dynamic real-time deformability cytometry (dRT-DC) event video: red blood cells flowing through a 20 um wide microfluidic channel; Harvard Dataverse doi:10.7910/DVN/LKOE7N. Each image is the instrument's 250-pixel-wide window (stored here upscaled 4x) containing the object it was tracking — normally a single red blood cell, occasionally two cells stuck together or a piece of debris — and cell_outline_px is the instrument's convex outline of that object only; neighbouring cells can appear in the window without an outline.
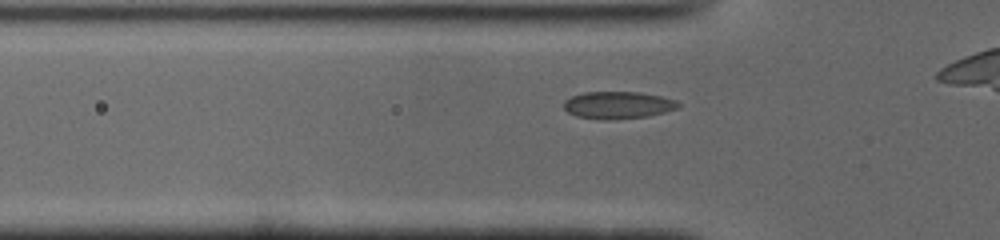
{"species": "common noctule bat (a hibernating species)", "species_latin": "Nyctalus noctula", "temperature_condition": "cold", "stored_images_in_passage": 32, "camera_frame_rate_fps": 3000, "um_per_image_px": 0.085, "animal": {"sex": "male", "body_mass_g": 19.0, "forearm_length_mm": 50.8}, "frame": {"image": 1, "passage_image": 7, "time_ms": 2.0, "image_size_px": [1000, 240], "cell_outline_px": [[680, 108], [648, 116], [608, 120], [576, 116], [568, 112], [564, 108], [564, 100], [572, 96], [584, 92], [640, 92], [660, 96], [676, 100], [680, 104]], "centroid_in_image_um": [52.54, 8.93], "position_along_channel_um": 73.3, "area_um2": 18.15}}
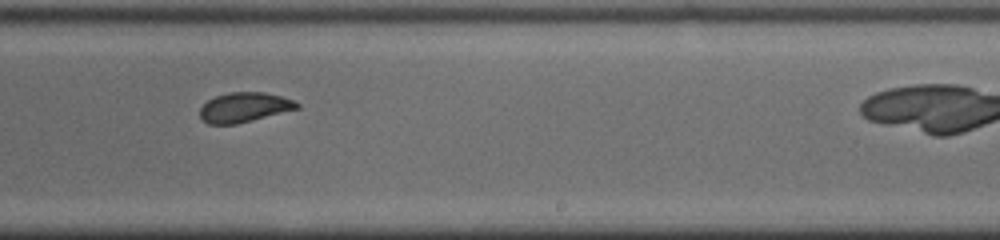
{"frame": {"image": 2, "passage_image": 22, "time_ms": 7.0, "image_size_px": [1000, 240], "cell_outline_px": [[300, 108], [236, 124], [208, 124], [200, 116], [200, 108], [208, 100], [216, 96], [228, 92], [264, 92], [280, 96], [292, 100], [300, 104]], "centroid_in_image_um": [20.76, 9.12], "position_along_channel_um": 268.2, "area_um2": 16.65}}
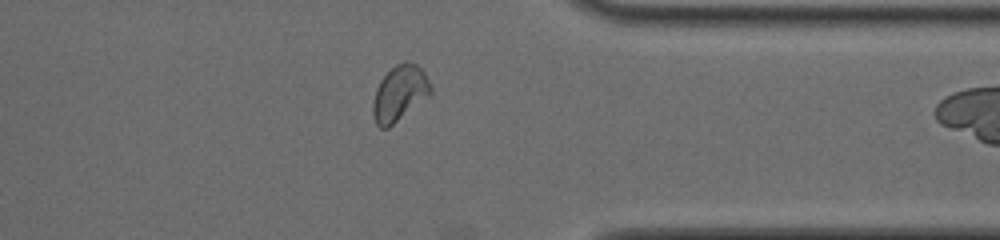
{"frame": {"image": 3, "passage_image": 31, "time_ms": 10.0, "image_size_px": [1000, 240], "cell_outline_px": [[432, 92], [428, 96], [388, 128], [380, 128], [376, 124], [372, 112], [372, 104], [376, 88], [380, 80], [396, 64], [404, 60], [416, 64], [424, 72], [432, 88]], "centroid_in_image_um": [33.94, 7.92], "position_along_channel_um": 377.5, "area_um2": 18.5}}